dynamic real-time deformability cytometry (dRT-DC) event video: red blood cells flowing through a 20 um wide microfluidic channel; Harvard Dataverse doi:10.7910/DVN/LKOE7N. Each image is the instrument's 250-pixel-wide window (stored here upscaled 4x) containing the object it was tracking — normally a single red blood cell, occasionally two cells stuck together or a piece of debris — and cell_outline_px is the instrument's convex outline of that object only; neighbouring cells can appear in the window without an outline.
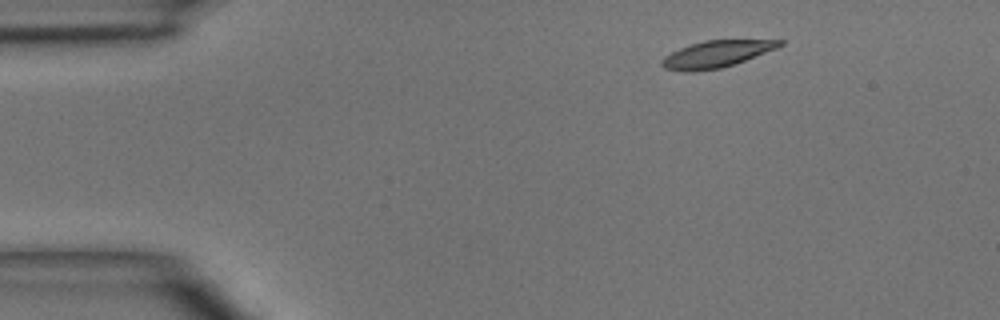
{"species": "common noctule bat (a hibernating species)", "species_latin": "Nyctalus noctula", "temperature_condition": "room temperature", "stored_images_in_passage": 4, "segment_of_instrument_passage": [1, 2], "camera_frame_rate_fps": 3000, "um_per_image_px": 0.085, "animal": {"sex": "male", "body_mass_g": 15.6}, "frame": {"image": 1, "passage_image": 1, "time_ms": 0.0, "image_size_px": [1000, 320], "cell_outline_px": [[784, 44], [776, 48], [744, 60], [720, 68], [696, 72], [684, 72], [664, 68], [660, 64], [660, 60], [664, 56], [680, 48], [704, 40], [784, 40]], "centroid_in_image_um": [60.83, 4.6], "position_along_channel_um": 24.2, "area_um2": 18.21}}
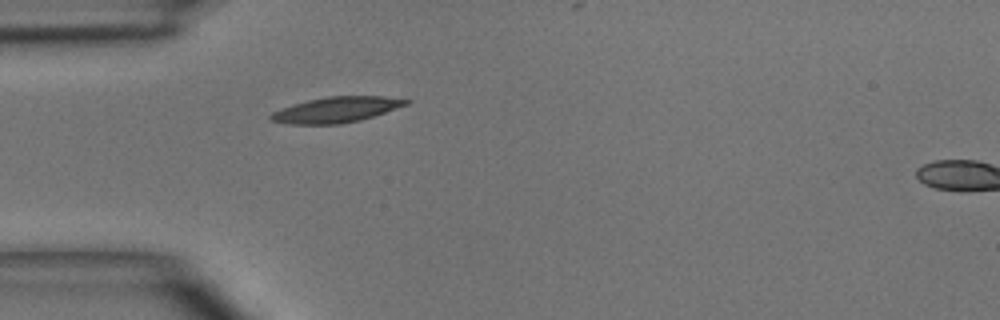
{"frame": {"image": 2, "passage_image": 3, "time_ms": 2.333, "image_size_px": [1000, 320], "cell_outline_px": [[412, 100], [408, 104], [360, 120], [340, 124], [292, 124], [272, 120], [268, 116], [272, 112], [308, 100], [328, 96], [384, 96]], "centroid_in_image_um": [28.62, 9.32], "position_along_channel_um": 56.4, "area_um2": 19.77}}